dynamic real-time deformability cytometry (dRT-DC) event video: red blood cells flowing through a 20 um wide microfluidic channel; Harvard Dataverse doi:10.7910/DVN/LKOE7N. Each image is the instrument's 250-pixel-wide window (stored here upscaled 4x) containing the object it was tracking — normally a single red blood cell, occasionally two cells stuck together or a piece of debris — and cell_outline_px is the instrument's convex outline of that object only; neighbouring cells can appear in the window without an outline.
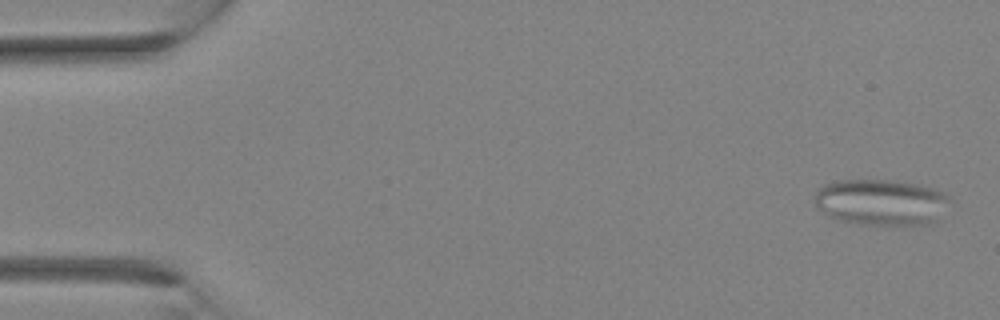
{"species": "Egyptian fruit bat (a non-hibernating species)", "species_latin": "Rousettus aegyptiacus", "temperature_condition": "room temperature", "stored_images_in_passage": 33, "segment_of_instrument_passage": [1, 2], "camera_frame_rate_fps": 3000, "um_per_image_px": 0.085, "animal": {"sex": "female"}, "frame": {"image": 1, "passage_image": 1, "time_ms": 0.0, "image_size_px": [1000, 320], "cell_outline_px": [[952, 200], [940, 220], [932, 224], [860, 224], [840, 220], [816, 208], [816, 192], [824, 184], [832, 180], [892, 180], [920, 184], [944, 192]], "centroid_in_image_um": [74.97, 17.18], "position_along_channel_um": 10.0, "area_um2": 36.59}}
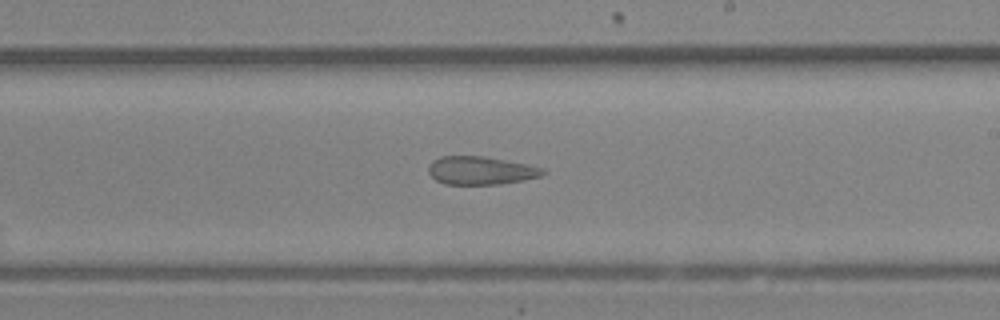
{"frame": {"image": 2, "passage_image": 19, "time_ms": 6.0, "image_size_px": [1000, 320], "cell_outline_px": [[548, 172], [540, 176], [524, 180], [500, 184], [444, 184], [436, 180], [428, 172], [428, 168], [432, 160], [440, 156], [484, 156], [544, 168]], "centroid_in_image_um": [40.85, 14.49], "position_along_channel_um": 248.2, "area_um2": 18.73}}
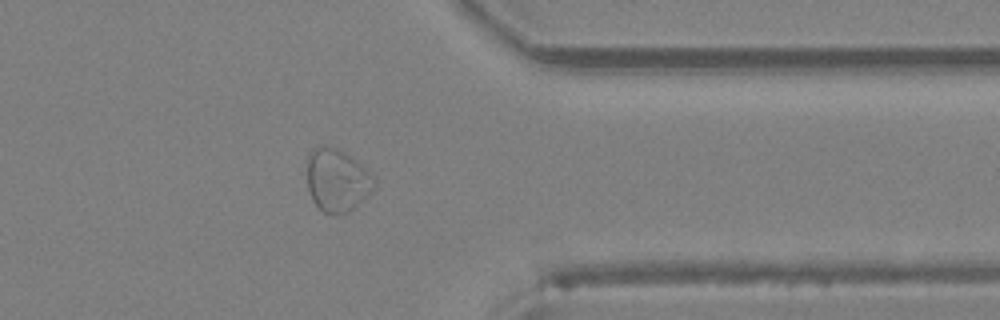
{"frame": {"image": 3, "passage_image": 26, "time_ms": 8.333, "image_size_px": [1000, 320], "cell_outline_px": [[376, 180], [372, 188], [348, 212], [340, 216], [336, 216], [324, 212], [312, 200], [308, 188], [308, 152], [316, 144], [328, 144], [344, 152], [372, 172], [376, 176]], "centroid_in_image_um": [28.62, 15.27], "position_along_channel_um": 382.8, "area_um2": 24.68}}